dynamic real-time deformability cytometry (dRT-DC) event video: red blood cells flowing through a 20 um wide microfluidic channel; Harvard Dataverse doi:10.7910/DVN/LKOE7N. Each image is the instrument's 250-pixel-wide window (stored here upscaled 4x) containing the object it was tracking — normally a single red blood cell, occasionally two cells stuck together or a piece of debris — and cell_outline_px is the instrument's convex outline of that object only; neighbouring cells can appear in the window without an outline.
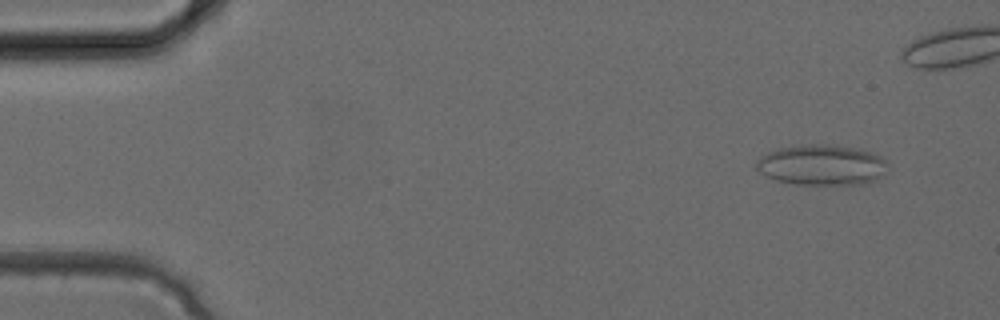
{"species": "common noctule bat (a hibernating species)", "species_latin": "Nyctalus noctula", "temperature_condition": "cold", "stored_images_in_passage": 30, "camera_frame_rate_fps": 3000, "um_per_image_px": 0.085, "animal": {"sex": "female", "body_mass_g": 24.6, "forearm_length_mm": 56.2}, "frame": {"image": 1, "passage_image": 3, "time_ms": 0.667, "image_size_px": [1000, 320], "cell_outline_px": [[888, 172], [884, 176], [876, 180], [864, 184], [796, 184], [776, 180], [764, 176], [756, 168], [756, 160], [760, 156], [768, 152], [780, 148], [800, 144], [828, 144], [860, 148], [872, 152], [880, 156], [888, 164]], "centroid_in_image_um": [69.88, 14.02], "position_along_channel_um": 15.1, "area_um2": 31.56}}
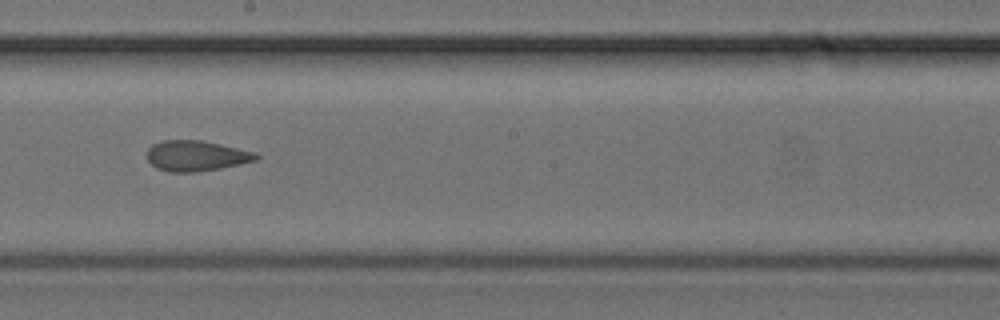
{"frame": {"image": 2, "passage_image": 19, "time_ms": 6.0, "image_size_px": [1000, 320], "cell_outline_px": [[260, 156], [256, 160], [220, 168], [196, 172], [168, 172], [156, 168], [148, 160], [148, 148], [152, 144], [160, 140], [200, 140], [220, 144], [256, 152]], "centroid_in_image_um": [16.65, 13.24], "position_along_channel_um": 231.5, "area_um2": 19.36}}
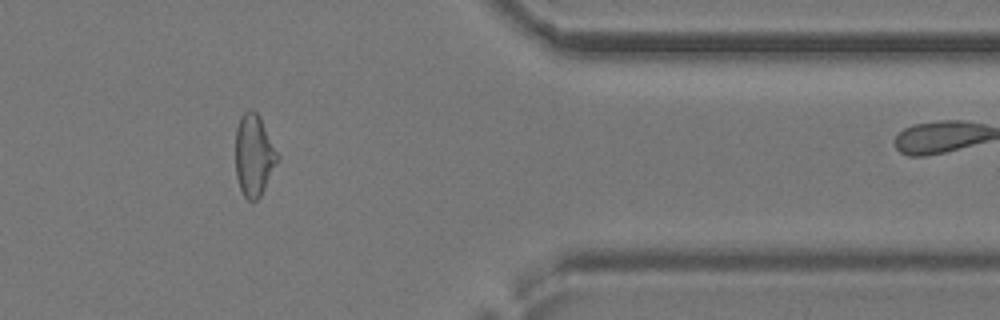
{"frame": {"image": 3, "passage_image": 28, "time_ms": 9.0, "image_size_px": [1000, 320], "cell_outline_px": [[280, 156], [260, 196], [256, 200], [248, 200], [244, 196], [240, 188], [236, 176], [236, 128], [240, 116], [248, 108], [252, 108], [260, 116]], "centroid_in_image_um": [21.58, 13.15], "position_along_channel_um": 389.8, "area_um2": 20.0}}